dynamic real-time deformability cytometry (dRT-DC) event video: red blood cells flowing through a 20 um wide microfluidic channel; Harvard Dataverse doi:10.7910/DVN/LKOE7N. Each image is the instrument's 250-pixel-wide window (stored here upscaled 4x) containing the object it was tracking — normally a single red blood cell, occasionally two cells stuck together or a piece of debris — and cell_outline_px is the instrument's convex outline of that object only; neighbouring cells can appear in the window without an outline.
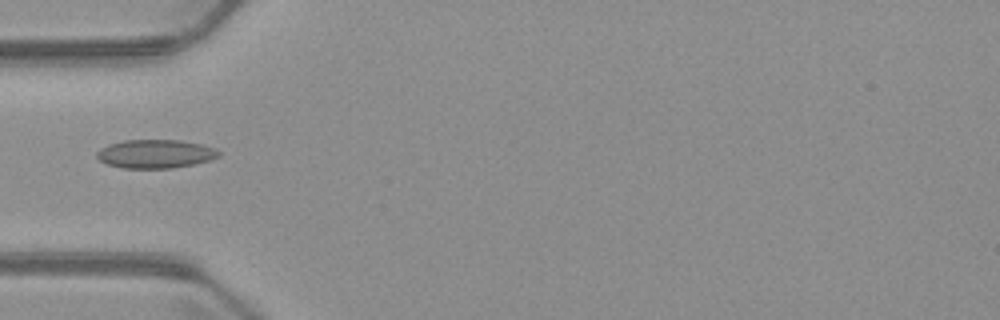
{"species": "common noctule bat (a hibernating species)", "species_latin": "Nyctalus noctula", "temperature_condition": "warm", "stored_images_in_passage": 2, "camera_frame_rate_fps": 3000, "um_per_image_px": 0.085, "animal": {"sex": "male", "body_mass_g": 23.1, "forearm_length_mm": 52.7}, "frame": {"image": 1, "passage_image": 2, "time_ms": 1.333, "image_size_px": [1000, 320], "cell_outline_px": [[220, 156], [196, 164], [172, 168], [124, 168], [108, 164], [100, 160], [96, 156], [96, 152], [100, 148], [108, 144], [124, 140], [180, 140], [204, 144], [216, 148], [220, 152]], "centroid_in_image_um": [13.23, 13.07], "position_along_channel_um": 71.8, "area_um2": 20.46}}